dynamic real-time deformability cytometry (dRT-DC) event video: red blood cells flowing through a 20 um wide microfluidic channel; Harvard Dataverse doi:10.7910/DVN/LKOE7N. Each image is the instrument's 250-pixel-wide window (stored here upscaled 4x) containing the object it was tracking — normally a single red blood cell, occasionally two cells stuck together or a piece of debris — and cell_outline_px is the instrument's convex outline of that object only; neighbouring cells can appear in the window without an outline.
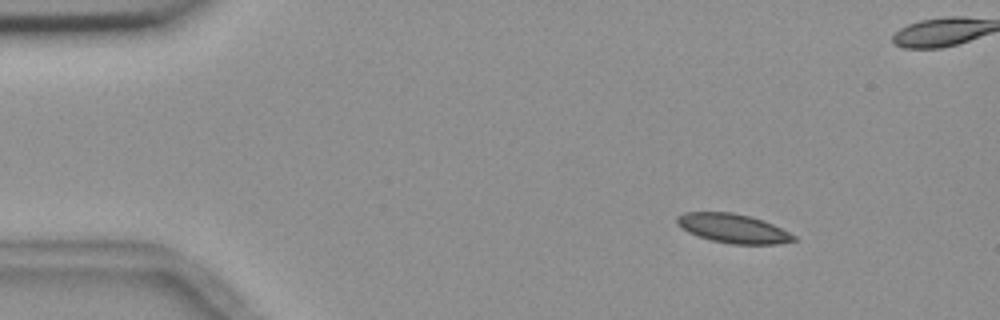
{"species": "common noctule bat (a hibernating species)", "species_latin": "Nyctalus noctula", "temperature_condition": "room temperature", "stored_images_in_passage": 5, "camera_frame_rate_fps": 3000, "um_per_image_px": 0.085, "animal": {"sex": "female", "body_mass_g": 18.4}, "frame": {"image": 1, "passage_image": 2, "time_ms": 1.0, "image_size_px": [1000, 320], "cell_outline_px": [[796, 240], [776, 244], [732, 244], [712, 240], [688, 232], [680, 228], [676, 224], [676, 216], [684, 212], [732, 212], [752, 216], [764, 220], [796, 236]], "centroid_in_image_um": [62.28, 19.4], "position_along_channel_um": 22.7, "area_um2": 19.83}}
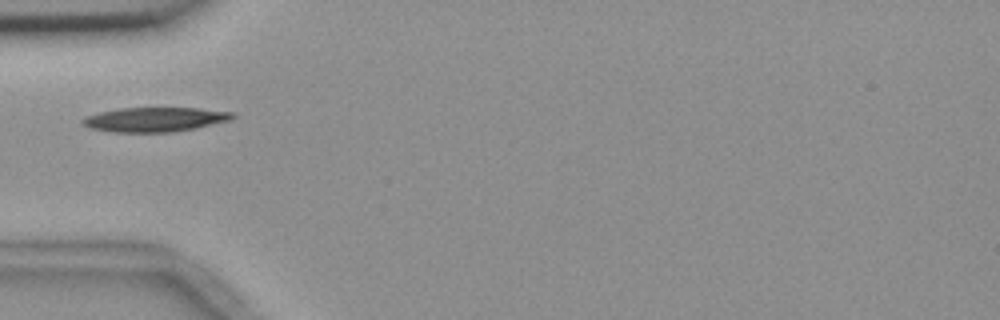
{"frame": {"image": 2, "passage_image": 5, "time_ms": 7.333, "image_size_px": [1000, 320], "cell_outline_px": [[236, 116], [232, 120], [196, 128], [172, 132], [112, 132], [88, 128], [80, 124], [80, 120], [84, 116], [100, 112], [120, 108], [200, 108], [236, 112]], "centroid_in_image_um": [13.17, 10.15], "position_along_channel_um": 71.8, "area_um2": 21.73}}